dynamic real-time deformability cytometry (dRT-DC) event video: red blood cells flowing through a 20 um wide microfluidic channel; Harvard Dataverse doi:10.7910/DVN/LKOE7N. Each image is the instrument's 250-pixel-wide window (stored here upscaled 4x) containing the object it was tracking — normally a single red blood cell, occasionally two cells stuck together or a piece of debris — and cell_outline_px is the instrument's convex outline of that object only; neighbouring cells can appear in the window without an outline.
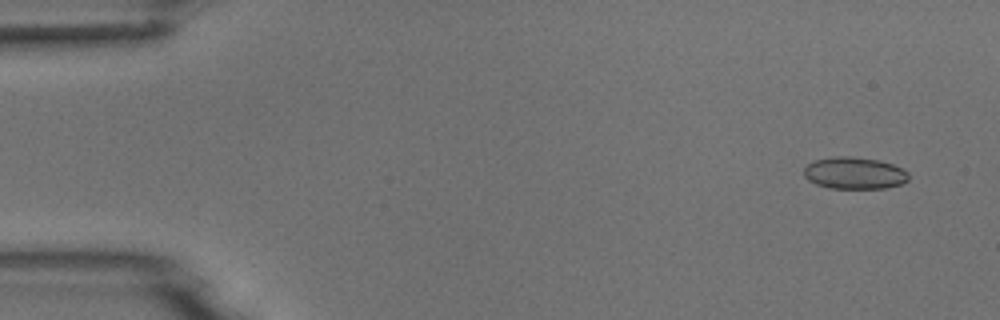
{"species": "common noctule bat (a hibernating species)", "species_latin": "Nyctalus noctula", "temperature_condition": "room temperature", "stored_images_in_passage": 5, "camera_frame_rate_fps": 3000, "um_per_image_px": 0.085, "animal": {"sex": "male", "body_mass_g": 18.8}, "frame": {"image": 1, "passage_image": 1, "time_ms": 0.0, "image_size_px": [1000, 320], "cell_outline_px": [[908, 180], [900, 184], [884, 188], [828, 188], [816, 184], [808, 180], [804, 176], [804, 168], [808, 164], [816, 160], [836, 156], [848, 156], [876, 160], [892, 164], [904, 168], [908, 172]], "centroid_in_image_um": [72.62, 14.72], "position_along_channel_um": 12.4, "area_um2": 19.36}}
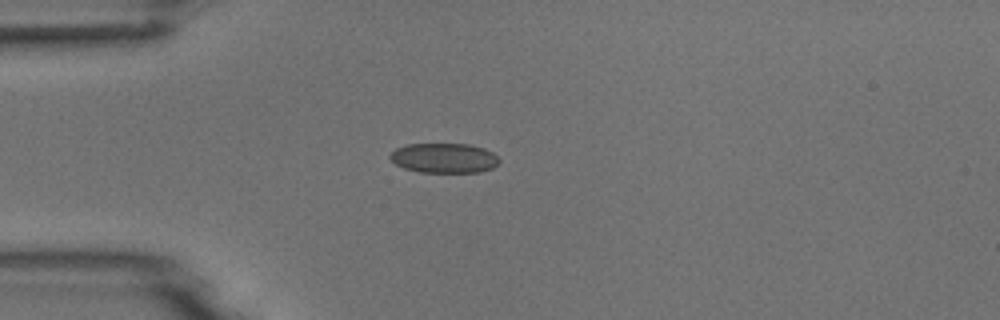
{"frame": {"image": 2, "passage_image": 4, "time_ms": 3.667, "image_size_px": [1000, 320], "cell_outline_px": [[500, 160], [492, 168], [480, 172], [420, 172], [404, 168], [396, 164], [388, 156], [396, 148], [408, 144], [468, 144], [484, 148], [492, 152]], "centroid_in_image_um": [37.74, 13.43], "position_along_channel_um": 47.3, "area_um2": 18.84}}